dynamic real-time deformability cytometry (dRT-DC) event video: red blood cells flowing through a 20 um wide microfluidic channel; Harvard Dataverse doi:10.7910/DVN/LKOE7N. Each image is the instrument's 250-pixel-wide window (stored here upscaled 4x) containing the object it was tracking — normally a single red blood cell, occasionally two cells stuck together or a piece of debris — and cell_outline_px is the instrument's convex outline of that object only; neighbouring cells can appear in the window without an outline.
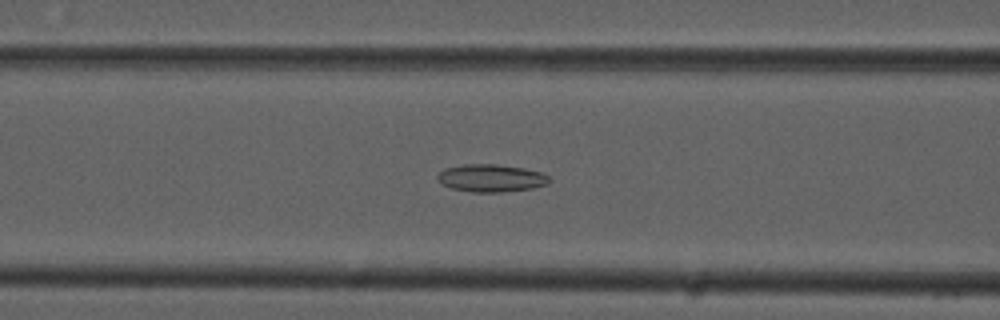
{"species": "common noctule bat (a hibernating species)", "species_latin": "Nyctalus noctula", "temperature_condition": "cold", "stored_images_in_passage": 54, "camera_frame_rate_fps": 3000, "um_per_image_px": 0.085, "animal": {"sex": "male", "forearm_length_mm": 52.5}, "frame": {"image": 1, "passage_image": 22, "time_ms": 7.0, "image_size_px": [1000, 320], "cell_outline_px": [[552, 180], [548, 184], [532, 188], [500, 192], [472, 192], [452, 188], [440, 184], [436, 180], [436, 176], [444, 168], [464, 164], [496, 164], [524, 168], [540, 172], [548, 176]], "centroid_in_image_um": [41.71, 15.13], "position_along_channel_um": 124.9, "area_um2": 18.09}}
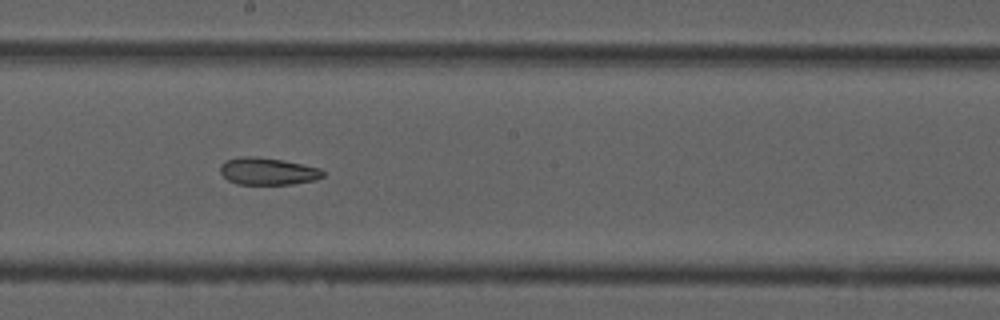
{"frame": {"image": 2, "passage_image": 30, "time_ms": 9.667, "image_size_px": [1000, 320], "cell_outline_px": [[324, 176], [316, 180], [292, 184], [236, 184], [228, 180], [220, 172], [220, 164], [228, 160], [244, 156], [252, 156], [280, 160], [320, 168], [324, 172]], "centroid_in_image_um": [22.76, 14.57], "position_along_channel_um": 225.4, "area_um2": 16.07}}
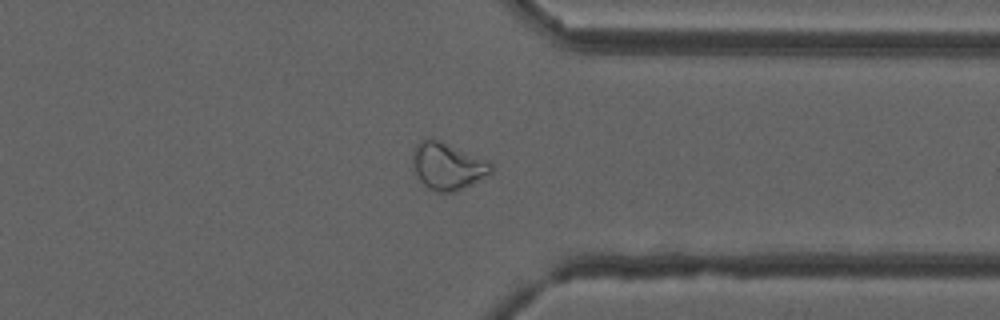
{"frame": {"image": 3, "passage_image": 42, "time_ms": 13.667, "image_size_px": [1000, 320], "cell_outline_px": [[492, 172], [452, 192], [436, 192], [428, 188], [420, 180], [412, 168], [412, 148], [416, 144], [424, 140], [436, 140], [488, 160], [492, 164]], "centroid_in_image_um": [37.98, 14.12], "position_along_channel_um": 373.4, "area_um2": 20.87}, "authors_computed_cell_mechanics": {"area_um2": 21.1837, "velocity_mm_per_s": 3.7833, "shape_relaxation_time_tau1_ms": null, "shape_relaxation_time_tau2_ms": 5.3573, "deformation_change_tau1": null, "deformation_change_tau2": 0.1238}}